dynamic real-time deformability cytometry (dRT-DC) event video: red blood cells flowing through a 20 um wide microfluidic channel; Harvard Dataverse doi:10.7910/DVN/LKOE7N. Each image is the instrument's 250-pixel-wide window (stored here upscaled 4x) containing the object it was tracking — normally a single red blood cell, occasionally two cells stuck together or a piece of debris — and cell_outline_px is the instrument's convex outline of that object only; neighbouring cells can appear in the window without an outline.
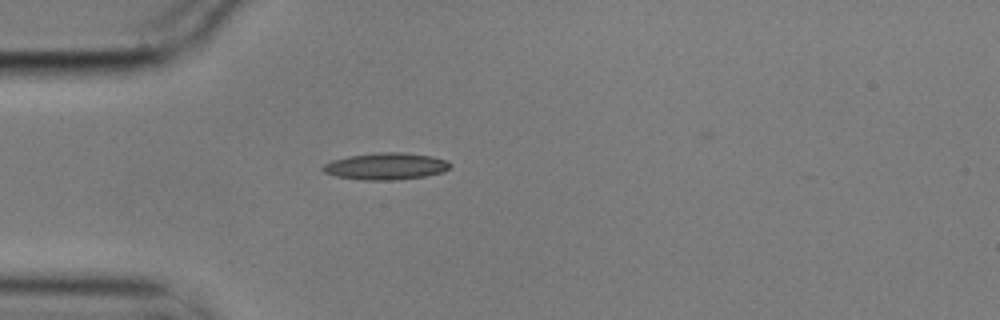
{"species": "common noctule bat (a hibernating species)", "species_latin": "Nyctalus noctula", "temperature_condition": "cold", "stored_images_in_passage": 2, "camera_frame_rate_fps": 3000, "um_per_image_px": 0.085, "animal": {"sex": "male", "body_mass_g": 17.9}, "frame": {"image": 1, "passage_image": 2, "time_ms": 0.333, "image_size_px": [1000, 320], "cell_outline_px": [[452, 164], [444, 172], [424, 176], [392, 180], [364, 180], [336, 176], [324, 172], [320, 168], [324, 164], [332, 160], [348, 156], [380, 152], [404, 152], [432, 156], [448, 160]], "centroid_in_image_um": [32.81, 14.12], "position_along_channel_um": 52.2, "area_um2": 19.94}}